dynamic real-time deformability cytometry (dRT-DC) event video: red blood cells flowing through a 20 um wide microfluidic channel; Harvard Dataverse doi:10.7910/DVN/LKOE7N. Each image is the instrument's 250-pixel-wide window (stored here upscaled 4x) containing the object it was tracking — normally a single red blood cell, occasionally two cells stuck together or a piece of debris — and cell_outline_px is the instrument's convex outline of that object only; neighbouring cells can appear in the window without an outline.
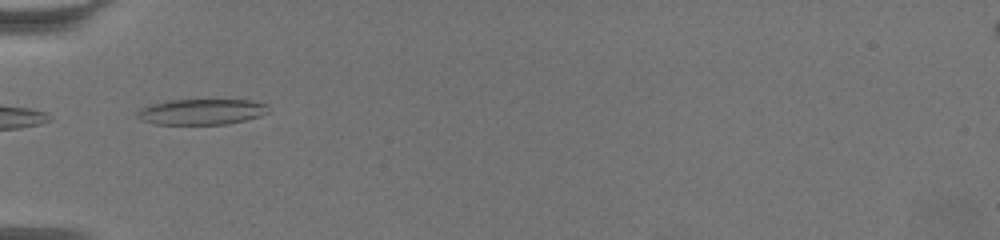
{"species": "common noctule bat (a hibernating species)", "species_latin": "Nyctalus noctula", "temperature_condition": "warm", "stored_images_in_passage": 38, "camera_frame_rate_fps": 3000, "um_per_image_px": 0.085, "animal": {"sex": "female", "body_mass_g": 19.5, "forearm_length_mm": 54.1}, "frame": {"image": 1, "passage_image": 1, "time_ms": 0.0, "image_size_px": [1000, 240], "cell_outline_px": [[268, 112], [260, 116], [228, 124], [156, 124], [140, 120], [136, 116], [136, 112], [140, 108], [152, 104], [168, 100], [252, 100], [268, 104]], "centroid_in_image_um": [17.12, 9.5], "position_along_channel_um": 67.9, "area_um2": 19.71}, "authors_computed_cell_mechanics": {"area_um2": 18.6983, "velocity_mm_per_s": 3.3868, "shape_relaxation_time_tau1_ms": 9.6225, "shape_relaxation_time_tau2_ms": 1.2807, "deformation_change_tau1": 0.2396, "deformation_change_tau2": 0.0769}}